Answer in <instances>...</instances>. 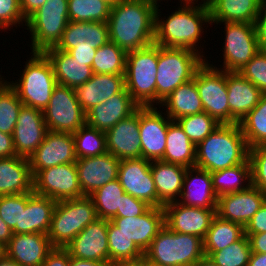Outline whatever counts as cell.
<instances>
[{
    "label": "cell",
    "mask_w": 266,
    "mask_h": 266,
    "mask_svg": "<svg viewBox=\"0 0 266 266\" xmlns=\"http://www.w3.org/2000/svg\"><path fill=\"white\" fill-rule=\"evenodd\" d=\"M157 5L145 0H122L111 7L109 41L126 53L154 43Z\"/></svg>",
    "instance_id": "1"
},
{
    "label": "cell",
    "mask_w": 266,
    "mask_h": 266,
    "mask_svg": "<svg viewBox=\"0 0 266 266\" xmlns=\"http://www.w3.org/2000/svg\"><path fill=\"white\" fill-rule=\"evenodd\" d=\"M159 7L160 5H157L155 11L154 44L169 48L190 49L206 60L205 54H201L204 53L201 51L203 49H199L198 44L204 33L203 25L211 24L210 9L199 5L182 4L165 20L161 17Z\"/></svg>",
    "instance_id": "2"
},
{
    "label": "cell",
    "mask_w": 266,
    "mask_h": 266,
    "mask_svg": "<svg viewBox=\"0 0 266 266\" xmlns=\"http://www.w3.org/2000/svg\"><path fill=\"white\" fill-rule=\"evenodd\" d=\"M249 162V146L239 123L220 124L196 146L195 167L215 172Z\"/></svg>",
    "instance_id": "3"
},
{
    "label": "cell",
    "mask_w": 266,
    "mask_h": 266,
    "mask_svg": "<svg viewBox=\"0 0 266 266\" xmlns=\"http://www.w3.org/2000/svg\"><path fill=\"white\" fill-rule=\"evenodd\" d=\"M204 256L203 240L164 225L144 252L147 266H194Z\"/></svg>",
    "instance_id": "4"
},
{
    "label": "cell",
    "mask_w": 266,
    "mask_h": 266,
    "mask_svg": "<svg viewBox=\"0 0 266 266\" xmlns=\"http://www.w3.org/2000/svg\"><path fill=\"white\" fill-rule=\"evenodd\" d=\"M204 62L200 54L190 49L158 45L156 105H160L177 87L191 81Z\"/></svg>",
    "instance_id": "5"
},
{
    "label": "cell",
    "mask_w": 266,
    "mask_h": 266,
    "mask_svg": "<svg viewBox=\"0 0 266 266\" xmlns=\"http://www.w3.org/2000/svg\"><path fill=\"white\" fill-rule=\"evenodd\" d=\"M31 54L20 72L19 80L7 83L15 90L23 105L44 111L57 82L52 65L45 54L43 52H31Z\"/></svg>",
    "instance_id": "6"
},
{
    "label": "cell",
    "mask_w": 266,
    "mask_h": 266,
    "mask_svg": "<svg viewBox=\"0 0 266 266\" xmlns=\"http://www.w3.org/2000/svg\"><path fill=\"white\" fill-rule=\"evenodd\" d=\"M98 218L90 196L56 202L47 236L54 248H65L88 224Z\"/></svg>",
    "instance_id": "7"
},
{
    "label": "cell",
    "mask_w": 266,
    "mask_h": 266,
    "mask_svg": "<svg viewBox=\"0 0 266 266\" xmlns=\"http://www.w3.org/2000/svg\"><path fill=\"white\" fill-rule=\"evenodd\" d=\"M158 45L127 53L125 88L139 106H156Z\"/></svg>",
    "instance_id": "8"
},
{
    "label": "cell",
    "mask_w": 266,
    "mask_h": 266,
    "mask_svg": "<svg viewBox=\"0 0 266 266\" xmlns=\"http://www.w3.org/2000/svg\"><path fill=\"white\" fill-rule=\"evenodd\" d=\"M68 22V0H47L26 20L31 51L44 52L56 47Z\"/></svg>",
    "instance_id": "9"
},
{
    "label": "cell",
    "mask_w": 266,
    "mask_h": 266,
    "mask_svg": "<svg viewBox=\"0 0 266 266\" xmlns=\"http://www.w3.org/2000/svg\"><path fill=\"white\" fill-rule=\"evenodd\" d=\"M193 80L204 112L220 124H229L227 71L218 69L206 59L197 69Z\"/></svg>",
    "instance_id": "10"
},
{
    "label": "cell",
    "mask_w": 266,
    "mask_h": 266,
    "mask_svg": "<svg viewBox=\"0 0 266 266\" xmlns=\"http://www.w3.org/2000/svg\"><path fill=\"white\" fill-rule=\"evenodd\" d=\"M49 131L73 134L86 123L73 88L57 84L51 94L48 106L43 111Z\"/></svg>",
    "instance_id": "11"
},
{
    "label": "cell",
    "mask_w": 266,
    "mask_h": 266,
    "mask_svg": "<svg viewBox=\"0 0 266 266\" xmlns=\"http://www.w3.org/2000/svg\"><path fill=\"white\" fill-rule=\"evenodd\" d=\"M225 42L222 46L223 64L218 69L227 72H240L241 69L260 51L253 23L223 22Z\"/></svg>",
    "instance_id": "12"
},
{
    "label": "cell",
    "mask_w": 266,
    "mask_h": 266,
    "mask_svg": "<svg viewBox=\"0 0 266 266\" xmlns=\"http://www.w3.org/2000/svg\"><path fill=\"white\" fill-rule=\"evenodd\" d=\"M33 192L56 202L84 196L75 163H66L40 170L33 177Z\"/></svg>",
    "instance_id": "13"
},
{
    "label": "cell",
    "mask_w": 266,
    "mask_h": 266,
    "mask_svg": "<svg viewBox=\"0 0 266 266\" xmlns=\"http://www.w3.org/2000/svg\"><path fill=\"white\" fill-rule=\"evenodd\" d=\"M155 106H139L141 158L154 161L164 156L168 125L172 120Z\"/></svg>",
    "instance_id": "14"
},
{
    "label": "cell",
    "mask_w": 266,
    "mask_h": 266,
    "mask_svg": "<svg viewBox=\"0 0 266 266\" xmlns=\"http://www.w3.org/2000/svg\"><path fill=\"white\" fill-rule=\"evenodd\" d=\"M117 179L125 193L157 207V191L151 174L150 160H120Z\"/></svg>",
    "instance_id": "15"
},
{
    "label": "cell",
    "mask_w": 266,
    "mask_h": 266,
    "mask_svg": "<svg viewBox=\"0 0 266 266\" xmlns=\"http://www.w3.org/2000/svg\"><path fill=\"white\" fill-rule=\"evenodd\" d=\"M77 156L73 135L70 133L49 131L42 144L29 157L32 176L40 170L66 163H75Z\"/></svg>",
    "instance_id": "16"
},
{
    "label": "cell",
    "mask_w": 266,
    "mask_h": 266,
    "mask_svg": "<svg viewBox=\"0 0 266 266\" xmlns=\"http://www.w3.org/2000/svg\"><path fill=\"white\" fill-rule=\"evenodd\" d=\"M164 224L173 232L195 235L204 240L216 209L171 202L163 206Z\"/></svg>",
    "instance_id": "17"
},
{
    "label": "cell",
    "mask_w": 266,
    "mask_h": 266,
    "mask_svg": "<svg viewBox=\"0 0 266 266\" xmlns=\"http://www.w3.org/2000/svg\"><path fill=\"white\" fill-rule=\"evenodd\" d=\"M266 201V193L257 187L221 195L217 200L216 215L245 227Z\"/></svg>",
    "instance_id": "18"
},
{
    "label": "cell",
    "mask_w": 266,
    "mask_h": 266,
    "mask_svg": "<svg viewBox=\"0 0 266 266\" xmlns=\"http://www.w3.org/2000/svg\"><path fill=\"white\" fill-rule=\"evenodd\" d=\"M47 132L43 111L23 105L12 134L16 155L29 159Z\"/></svg>",
    "instance_id": "19"
},
{
    "label": "cell",
    "mask_w": 266,
    "mask_h": 266,
    "mask_svg": "<svg viewBox=\"0 0 266 266\" xmlns=\"http://www.w3.org/2000/svg\"><path fill=\"white\" fill-rule=\"evenodd\" d=\"M108 220L97 218L65 247L71 257L109 262Z\"/></svg>",
    "instance_id": "20"
},
{
    "label": "cell",
    "mask_w": 266,
    "mask_h": 266,
    "mask_svg": "<svg viewBox=\"0 0 266 266\" xmlns=\"http://www.w3.org/2000/svg\"><path fill=\"white\" fill-rule=\"evenodd\" d=\"M75 164L82 194L90 196L103 185L117 179L120 160L106 152L98 156L79 158Z\"/></svg>",
    "instance_id": "21"
},
{
    "label": "cell",
    "mask_w": 266,
    "mask_h": 266,
    "mask_svg": "<svg viewBox=\"0 0 266 266\" xmlns=\"http://www.w3.org/2000/svg\"><path fill=\"white\" fill-rule=\"evenodd\" d=\"M107 152L119 160L141 158L139 107L105 132Z\"/></svg>",
    "instance_id": "22"
},
{
    "label": "cell",
    "mask_w": 266,
    "mask_h": 266,
    "mask_svg": "<svg viewBox=\"0 0 266 266\" xmlns=\"http://www.w3.org/2000/svg\"><path fill=\"white\" fill-rule=\"evenodd\" d=\"M144 253L164 224L163 207H151L142 215L114 217L111 220Z\"/></svg>",
    "instance_id": "23"
},
{
    "label": "cell",
    "mask_w": 266,
    "mask_h": 266,
    "mask_svg": "<svg viewBox=\"0 0 266 266\" xmlns=\"http://www.w3.org/2000/svg\"><path fill=\"white\" fill-rule=\"evenodd\" d=\"M139 105L124 88L105 102L93 106L86 112V123L93 128L106 132L120 120L129 117Z\"/></svg>",
    "instance_id": "24"
},
{
    "label": "cell",
    "mask_w": 266,
    "mask_h": 266,
    "mask_svg": "<svg viewBox=\"0 0 266 266\" xmlns=\"http://www.w3.org/2000/svg\"><path fill=\"white\" fill-rule=\"evenodd\" d=\"M47 234H13L6 245L7 256L20 266H42L53 250Z\"/></svg>",
    "instance_id": "25"
},
{
    "label": "cell",
    "mask_w": 266,
    "mask_h": 266,
    "mask_svg": "<svg viewBox=\"0 0 266 266\" xmlns=\"http://www.w3.org/2000/svg\"><path fill=\"white\" fill-rule=\"evenodd\" d=\"M108 41L106 22L69 21L55 48L65 52L71 49H98Z\"/></svg>",
    "instance_id": "26"
},
{
    "label": "cell",
    "mask_w": 266,
    "mask_h": 266,
    "mask_svg": "<svg viewBox=\"0 0 266 266\" xmlns=\"http://www.w3.org/2000/svg\"><path fill=\"white\" fill-rule=\"evenodd\" d=\"M229 124H236L258 104L263 93L239 72H227Z\"/></svg>",
    "instance_id": "27"
},
{
    "label": "cell",
    "mask_w": 266,
    "mask_h": 266,
    "mask_svg": "<svg viewBox=\"0 0 266 266\" xmlns=\"http://www.w3.org/2000/svg\"><path fill=\"white\" fill-rule=\"evenodd\" d=\"M125 88L124 75L95 74L83 85L74 88L75 96L86 113L93 106L108 100Z\"/></svg>",
    "instance_id": "28"
},
{
    "label": "cell",
    "mask_w": 266,
    "mask_h": 266,
    "mask_svg": "<svg viewBox=\"0 0 266 266\" xmlns=\"http://www.w3.org/2000/svg\"><path fill=\"white\" fill-rule=\"evenodd\" d=\"M180 198L177 202L186 206L216 209L218 197L212 187L210 172L197 167L187 168Z\"/></svg>",
    "instance_id": "29"
},
{
    "label": "cell",
    "mask_w": 266,
    "mask_h": 266,
    "mask_svg": "<svg viewBox=\"0 0 266 266\" xmlns=\"http://www.w3.org/2000/svg\"><path fill=\"white\" fill-rule=\"evenodd\" d=\"M186 167L161 160L151 161V174L157 191V207L180 199Z\"/></svg>",
    "instance_id": "30"
},
{
    "label": "cell",
    "mask_w": 266,
    "mask_h": 266,
    "mask_svg": "<svg viewBox=\"0 0 266 266\" xmlns=\"http://www.w3.org/2000/svg\"><path fill=\"white\" fill-rule=\"evenodd\" d=\"M50 61L56 82L59 85L75 88L88 81L94 72L87 62L73 60L65 51L52 47L43 52Z\"/></svg>",
    "instance_id": "31"
},
{
    "label": "cell",
    "mask_w": 266,
    "mask_h": 266,
    "mask_svg": "<svg viewBox=\"0 0 266 266\" xmlns=\"http://www.w3.org/2000/svg\"><path fill=\"white\" fill-rule=\"evenodd\" d=\"M33 191V176L29 159L13 156L0 158V196Z\"/></svg>",
    "instance_id": "32"
},
{
    "label": "cell",
    "mask_w": 266,
    "mask_h": 266,
    "mask_svg": "<svg viewBox=\"0 0 266 266\" xmlns=\"http://www.w3.org/2000/svg\"><path fill=\"white\" fill-rule=\"evenodd\" d=\"M55 205L56 201L49 197L33 191L27 192V204L22 208L20 234H48Z\"/></svg>",
    "instance_id": "33"
},
{
    "label": "cell",
    "mask_w": 266,
    "mask_h": 266,
    "mask_svg": "<svg viewBox=\"0 0 266 266\" xmlns=\"http://www.w3.org/2000/svg\"><path fill=\"white\" fill-rule=\"evenodd\" d=\"M262 0H212L211 25L223 22L254 23Z\"/></svg>",
    "instance_id": "34"
},
{
    "label": "cell",
    "mask_w": 266,
    "mask_h": 266,
    "mask_svg": "<svg viewBox=\"0 0 266 266\" xmlns=\"http://www.w3.org/2000/svg\"><path fill=\"white\" fill-rule=\"evenodd\" d=\"M158 107L159 109H161L160 107L163 109L165 107V113L172 121L184 116L204 112L202 101L193 79L177 87Z\"/></svg>",
    "instance_id": "35"
},
{
    "label": "cell",
    "mask_w": 266,
    "mask_h": 266,
    "mask_svg": "<svg viewBox=\"0 0 266 266\" xmlns=\"http://www.w3.org/2000/svg\"><path fill=\"white\" fill-rule=\"evenodd\" d=\"M161 161L186 168L195 167L196 146L176 121H172L168 125L167 143Z\"/></svg>",
    "instance_id": "36"
},
{
    "label": "cell",
    "mask_w": 266,
    "mask_h": 266,
    "mask_svg": "<svg viewBox=\"0 0 266 266\" xmlns=\"http://www.w3.org/2000/svg\"><path fill=\"white\" fill-rule=\"evenodd\" d=\"M212 187L217 197L245 190L252 185L251 165L242 163L231 168L210 173Z\"/></svg>",
    "instance_id": "37"
},
{
    "label": "cell",
    "mask_w": 266,
    "mask_h": 266,
    "mask_svg": "<svg viewBox=\"0 0 266 266\" xmlns=\"http://www.w3.org/2000/svg\"><path fill=\"white\" fill-rule=\"evenodd\" d=\"M245 229L240 224L215 215L203 240V251H219L241 239Z\"/></svg>",
    "instance_id": "38"
},
{
    "label": "cell",
    "mask_w": 266,
    "mask_h": 266,
    "mask_svg": "<svg viewBox=\"0 0 266 266\" xmlns=\"http://www.w3.org/2000/svg\"><path fill=\"white\" fill-rule=\"evenodd\" d=\"M108 248L109 262L116 263H133L142 261L144 253L129 239L124 233L119 231L111 220H108Z\"/></svg>",
    "instance_id": "39"
},
{
    "label": "cell",
    "mask_w": 266,
    "mask_h": 266,
    "mask_svg": "<svg viewBox=\"0 0 266 266\" xmlns=\"http://www.w3.org/2000/svg\"><path fill=\"white\" fill-rule=\"evenodd\" d=\"M249 148L266 144V94L258 104L239 122Z\"/></svg>",
    "instance_id": "40"
},
{
    "label": "cell",
    "mask_w": 266,
    "mask_h": 266,
    "mask_svg": "<svg viewBox=\"0 0 266 266\" xmlns=\"http://www.w3.org/2000/svg\"><path fill=\"white\" fill-rule=\"evenodd\" d=\"M125 191L118 179L108 182L93 192L90 197L94 203L98 218L112 220L121 210V197Z\"/></svg>",
    "instance_id": "41"
},
{
    "label": "cell",
    "mask_w": 266,
    "mask_h": 266,
    "mask_svg": "<svg viewBox=\"0 0 266 266\" xmlns=\"http://www.w3.org/2000/svg\"><path fill=\"white\" fill-rule=\"evenodd\" d=\"M127 53L115 43L108 41L96 50L92 62V70L95 74L124 75Z\"/></svg>",
    "instance_id": "42"
},
{
    "label": "cell",
    "mask_w": 266,
    "mask_h": 266,
    "mask_svg": "<svg viewBox=\"0 0 266 266\" xmlns=\"http://www.w3.org/2000/svg\"><path fill=\"white\" fill-rule=\"evenodd\" d=\"M72 135L77 159L98 156L107 152L105 132L87 123Z\"/></svg>",
    "instance_id": "43"
},
{
    "label": "cell",
    "mask_w": 266,
    "mask_h": 266,
    "mask_svg": "<svg viewBox=\"0 0 266 266\" xmlns=\"http://www.w3.org/2000/svg\"><path fill=\"white\" fill-rule=\"evenodd\" d=\"M111 6L102 0H68L69 21L106 22Z\"/></svg>",
    "instance_id": "44"
},
{
    "label": "cell",
    "mask_w": 266,
    "mask_h": 266,
    "mask_svg": "<svg viewBox=\"0 0 266 266\" xmlns=\"http://www.w3.org/2000/svg\"><path fill=\"white\" fill-rule=\"evenodd\" d=\"M22 106L15 90L3 79L0 82V132L13 134Z\"/></svg>",
    "instance_id": "45"
},
{
    "label": "cell",
    "mask_w": 266,
    "mask_h": 266,
    "mask_svg": "<svg viewBox=\"0 0 266 266\" xmlns=\"http://www.w3.org/2000/svg\"><path fill=\"white\" fill-rule=\"evenodd\" d=\"M251 247L244 235L241 239L219 251H204L219 266H248Z\"/></svg>",
    "instance_id": "46"
},
{
    "label": "cell",
    "mask_w": 266,
    "mask_h": 266,
    "mask_svg": "<svg viewBox=\"0 0 266 266\" xmlns=\"http://www.w3.org/2000/svg\"><path fill=\"white\" fill-rule=\"evenodd\" d=\"M175 121L195 146L202 142L220 125V123L206 112L184 116Z\"/></svg>",
    "instance_id": "47"
},
{
    "label": "cell",
    "mask_w": 266,
    "mask_h": 266,
    "mask_svg": "<svg viewBox=\"0 0 266 266\" xmlns=\"http://www.w3.org/2000/svg\"><path fill=\"white\" fill-rule=\"evenodd\" d=\"M27 204V193L0 196V217L12 229L20 234L22 208Z\"/></svg>",
    "instance_id": "48"
},
{
    "label": "cell",
    "mask_w": 266,
    "mask_h": 266,
    "mask_svg": "<svg viewBox=\"0 0 266 266\" xmlns=\"http://www.w3.org/2000/svg\"><path fill=\"white\" fill-rule=\"evenodd\" d=\"M266 94V50H260L239 72Z\"/></svg>",
    "instance_id": "49"
},
{
    "label": "cell",
    "mask_w": 266,
    "mask_h": 266,
    "mask_svg": "<svg viewBox=\"0 0 266 266\" xmlns=\"http://www.w3.org/2000/svg\"><path fill=\"white\" fill-rule=\"evenodd\" d=\"M252 186L266 193V144L249 148Z\"/></svg>",
    "instance_id": "50"
},
{
    "label": "cell",
    "mask_w": 266,
    "mask_h": 266,
    "mask_svg": "<svg viewBox=\"0 0 266 266\" xmlns=\"http://www.w3.org/2000/svg\"><path fill=\"white\" fill-rule=\"evenodd\" d=\"M25 26L26 20L22 14L19 0H0V29L4 31L13 26ZM19 24V25H17ZM25 24V25H24Z\"/></svg>",
    "instance_id": "51"
},
{
    "label": "cell",
    "mask_w": 266,
    "mask_h": 266,
    "mask_svg": "<svg viewBox=\"0 0 266 266\" xmlns=\"http://www.w3.org/2000/svg\"><path fill=\"white\" fill-rule=\"evenodd\" d=\"M151 207L147 202L124 193L121 197V210L117 211L115 217H136L144 214Z\"/></svg>",
    "instance_id": "52"
},
{
    "label": "cell",
    "mask_w": 266,
    "mask_h": 266,
    "mask_svg": "<svg viewBox=\"0 0 266 266\" xmlns=\"http://www.w3.org/2000/svg\"><path fill=\"white\" fill-rule=\"evenodd\" d=\"M253 25L258 48L266 50V0L261 1V8Z\"/></svg>",
    "instance_id": "53"
},
{
    "label": "cell",
    "mask_w": 266,
    "mask_h": 266,
    "mask_svg": "<svg viewBox=\"0 0 266 266\" xmlns=\"http://www.w3.org/2000/svg\"><path fill=\"white\" fill-rule=\"evenodd\" d=\"M245 234L266 232V201L244 227Z\"/></svg>",
    "instance_id": "54"
},
{
    "label": "cell",
    "mask_w": 266,
    "mask_h": 266,
    "mask_svg": "<svg viewBox=\"0 0 266 266\" xmlns=\"http://www.w3.org/2000/svg\"><path fill=\"white\" fill-rule=\"evenodd\" d=\"M42 266H70V254L65 248H53Z\"/></svg>",
    "instance_id": "55"
},
{
    "label": "cell",
    "mask_w": 266,
    "mask_h": 266,
    "mask_svg": "<svg viewBox=\"0 0 266 266\" xmlns=\"http://www.w3.org/2000/svg\"><path fill=\"white\" fill-rule=\"evenodd\" d=\"M16 156L13 136L0 132V158H9Z\"/></svg>",
    "instance_id": "56"
},
{
    "label": "cell",
    "mask_w": 266,
    "mask_h": 266,
    "mask_svg": "<svg viewBox=\"0 0 266 266\" xmlns=\"http://www.w3.org/2000/svg\"><path fill=\"white\" fill-rule=\"evenodd\" d=\"M245 235L249 239L251 252L266 253V232Z\"/></svg>",
    "instance_id": "57"
},
{
    "label": "cell",
    "mask_w": 266,
    "mask_h": 266,
    "mask_svg": "<svg viewBox=\"0 0 266 266\" xmlns=\"http://www.w3.org/2000/svg\"><path fill=\"white\" fill-rule=\"evenodd\" d=\"M20 8L24 19L27 20L34 12H36L47 0H19Z\"/></svg>",
    "instance_id": "58"
},
{
    "label": "cell",
    "mask_w": 266,
    "mask_h": 266,
    "mask_svg": "<svg viewBox=\"0 0 266 266\" xmlns=\"http://www.w3.org/2000/svg\"><path fill=\"white\" fill-rule=\"evenodd\" d=\"M97 49H71L68 53L73 57V60L87 62L88 66H92Z\"/></svg>",
    "instance_id": "59"
},
{
    "label": "cell",
    "mask_w": 266,
    "mask_h": 266,
    "mask_svg": "<svg viewBox=\"0 0 266 266\" xmlns=\"http://www.w3.org/2000/svg\"><path fill=\"white\" fill-rule=\"evenodd\" d=\"M110 262L77 259L70 256V266H111Z\"/></svg>",
    "instance_id": "60"
},
{
    "label": "cell",
    "mask_w": 266,
    "mask_h": 266,
    "mask_svg": "<svg viewBox=\"0 0 266 266\" xmlns=\"http://www.w3.org/2000/svg\"><path fill=\"white\" fill-rule=\"evenodd\" d=\"M12 235V229L0 217V242L7 245Z\"/></svg>",
    "instance_id": "61"
},
{
    "label": "cell",
    "mask_w": 266,
    "mask_h": 266,
    "mask_svg": "<svg viewBox=\"0 0 266 266\" xmlns=\"http://www.w3.org/2000/svg\"><path fill=\"white\" fill-rule=\"evenodd\" d=\"M248 266H266V253L251 252Z\"/></svg>",
    "instance_id": "62"
},
{
    "label": "cell",
    "mask_w": 266,
    "mask_h": 266,
    "mask_svg": "<svg viewBox=\"0 0 266 266\" xmlns=\"http://www.w3.org/2000/svg\"><path fill=\"white\" fill-rule=\"evenodd\" d=\"M179 1H181L180 5H182L183 3V5H195L196 6L197 4L199 6L206 7V8H210L211 2H212V0H201L202 2L199 0L200 2L198 4L196 3L198 2V0H179Z\"/></svg>",
    "instance_id": "63"
},
{
    "label": "cell",
    "mask_w": 266,
    "mask_h": 266,
    "mask_svg": "<svg viewBox=\"0 0 266 266\" xmlns=\"http://www.w3.org/2000/svg\"><path fill=\"white\" fill-rule=\"evenodd\" d=\"M194 266H219L210 257L203 256Z\"/></svg>",
    "instance_id": "64"
},
{
    "label": "cell",
    "mask_w": 266,
    "mask_h": 266,
    "mask_svg": "<svg viewBox=\"0 0 266 266\" xmlns=\"http://www.w3.org/2000/svg\"><path fill=\"white\" fill-rule=\"evenodd\" d=\"M0 266H20V265L6 255L3 259L0 260Z\"/></svg>",
    "instance_id": "65"
},
{
    "label": "cell",
    "mask_w": 266,
    "mask_h": 266,
    "mask_svg": "<svg viewBox=\"0 0 266 266\" xmlns=\"http://www.w3.org/2000/svg\"><path fill=\"white\" fill-rule=\"evenodd\" d=\"M111 266H147V264L142 260V261L133 262V263H116V264H112Z\"/></svg>",
    "instance_id": "66"
},
{
    "label": "cell",
    "mask_w": 266,
    "mask_h": 266,
    "mask_svg": "<svg viewBox=\"0 0 266 266\" xmlns=\"http://www.w3.org/2000/svg\"><path fill=\"white\" fill-rule=\"evenodd\" d=\"M7 255L6 245L0 242V260L3 259Z\"/></svg>",
    "instance_id": "67"
},
{
    "label": "cell",
    "mask_w": 266,
    "mask_h": 266,
    "mask_svg": "<svg viewBox=\"0 0 266 266\" xmlns=\"http://www.w3.org/2000/svg\"><path fill=\"white\" fill-rule=\"evenodd\" d=\"M102 1L106 2L111 7H113L114 5H116L117 3L121 2L122 0H102Z\"/></svg>",
    "instance_id": "68"
},
{
    "label": "cell",
    "mask_w": 266,
    "mask_h": 266,
    "mask_svg": "<svg viewBox=\"0 0 266 266\" xmlns=\"http://www.w3.org/2000/svg\"><path fill=\"white\" fill-rule=\"evenodd\" d=\"M145 1L152 2V3H154L155 5H159V3H161L160 1H162V0H145ZM158 1H159V2H158Z\"/></svg>",
    "instance_id": "69"
},
{
    "label": "cell",
    "mask_w": 266,
    "mask_h": 266,
    "mask_svg": "<svg viewBox=\"0 0 266 266\" xmlns=\"http://www.w3.org/2000/svg\"><path fill=\"white\" fill-rule=\"evenodd\" d=\"M3 77H4V76L1 77V74H0V82L2 81V79H4Z\"/></svg>",
    "instance_id": "70"
}]
</instances>
